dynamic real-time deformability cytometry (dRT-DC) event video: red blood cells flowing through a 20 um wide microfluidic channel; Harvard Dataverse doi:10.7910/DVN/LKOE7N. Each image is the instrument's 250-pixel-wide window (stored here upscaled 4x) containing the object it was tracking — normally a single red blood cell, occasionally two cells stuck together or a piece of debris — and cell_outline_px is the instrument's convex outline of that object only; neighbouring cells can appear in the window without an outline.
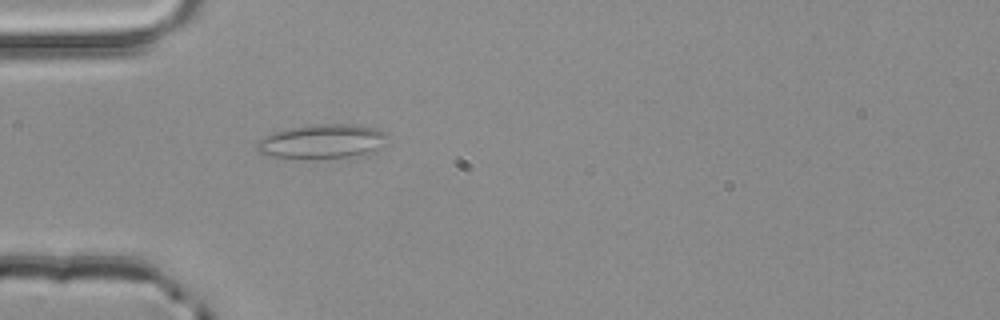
{"species": "common noctule bat (a hibernating species)", "species_latin": "Nyctalus noctula", "temperature_condition": "room temperature", "stored_images_in_passage": 4, "camera_frame_rate_fps": 3000, "um_per_image_px": 0.085, "animal": {"sex": "male", "body_mass_g": 20.4}, "frame": {"image": 1, "passage_image": 4, "time_ms": 1.0, "image_size_px": [1000, 320], "cell_outline_px": [[384, 136], [380, 148], [368, 152], [348, 156], [264, 156], [256, 148], [256, 144], [264, 136], [276, 132], [292, 128], [316, 124], [356, 124], [372, 128], [384, 132]], "centroid_in_image_um": [27.34, 11.98], "position_along_channel_um": 57.7, "area_um2": 24.57}}